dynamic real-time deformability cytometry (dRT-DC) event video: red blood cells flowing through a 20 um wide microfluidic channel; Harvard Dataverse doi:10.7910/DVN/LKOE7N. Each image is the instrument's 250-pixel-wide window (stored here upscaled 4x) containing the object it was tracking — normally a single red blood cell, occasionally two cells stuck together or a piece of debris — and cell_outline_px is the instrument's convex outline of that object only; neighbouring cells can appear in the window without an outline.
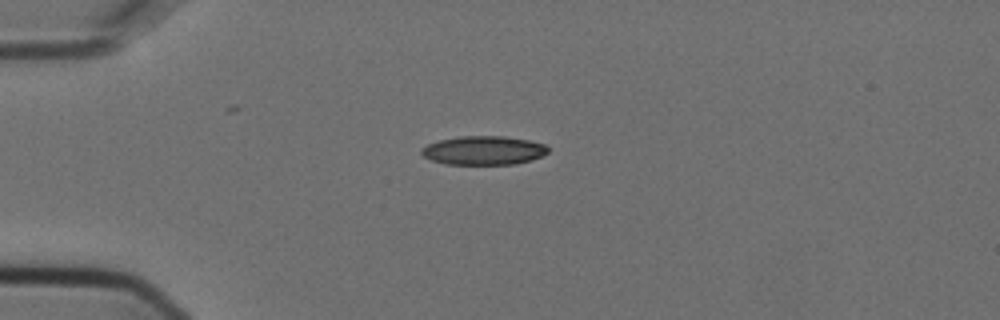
{"species": "Egyptian fruit bat (a non-hibernating species)", "species_latin": "Rousettus aegyptiacus", "temperature_condition": "cold", "stored_images_in_passage": 5, "camera_frame_rate_fps": 3000, "um_per_image_px": 0.085, "animal": {"sex": "female"}, "frame": {"image": 1, "passage_image": 2, "time_ms": 0.333, "image_size_px": [1000, 320], "cell_outline_px": [[548, 152], [532, 160], [516, 164], [444, 164], [432, 160], [424, 156], [420, 152], [420, 148], [428, 144], [440, 140], [460, 136], [504, 136], [528, 140], [544, 144], [548, 148]], "centroid_in_image_um": [41.09, 12.78], "position_along_channel_um": 43.9, "area_um2": 21.21}}
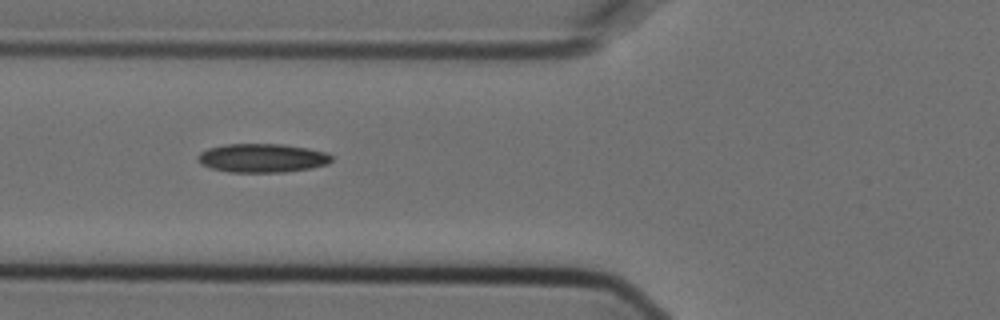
{"frame": {"image": 2, "passage_image": 4, "time_ms": 1.0, "image_size_px": [1000, 320], "cell_outline_px": [[332, 160], [328, 164], [308, 168], [284, 172], [228, 172], [212, 168], [200, 164], [196, 160], [196, 156], [200, 152], [208, 148], [224, 144], [284, 144], [308, 148], [328, 152], [332, 156]], "centroid_in_image_um": [22.26, 13.42], "position_along_channel_um": 103.5, "area_um2": 22.6}}
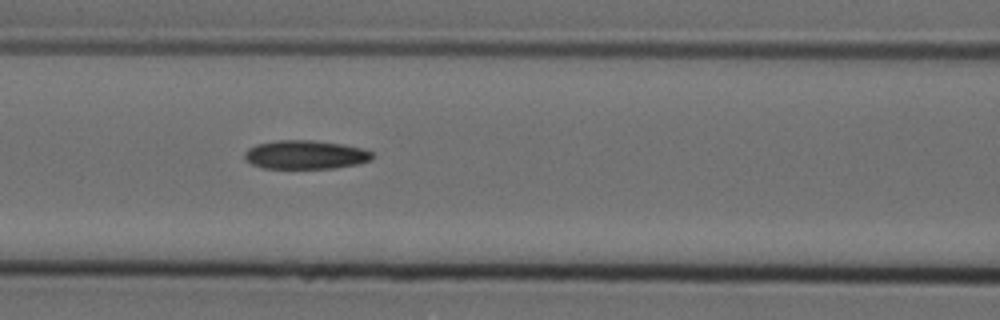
{"frame": {"image": 3, "passage_image": 5, "time_ms": 1.333, "image_size_px": [1000, 320], "cell_outline_px": [[372, 160], [360, 164], [336, 168], [264, 168], [252, 164], [244, 160], [244, 152], [248, 148], [256, 144], [276, 140], [312, 140], [340, 144], [360, 148], [372, 152]], "centroid_in_image_um": [25.93, 13.15], "position_along_channel_um": 140.7, "area_um2": 21.44}}